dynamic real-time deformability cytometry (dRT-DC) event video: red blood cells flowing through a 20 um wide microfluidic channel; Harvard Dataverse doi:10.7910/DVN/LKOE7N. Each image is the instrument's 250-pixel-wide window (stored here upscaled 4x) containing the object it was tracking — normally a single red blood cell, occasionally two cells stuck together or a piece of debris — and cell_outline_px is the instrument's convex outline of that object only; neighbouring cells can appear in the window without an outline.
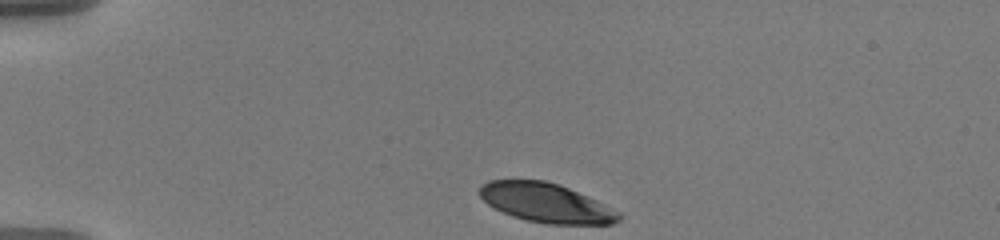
{"species": "human", "species_latin": "Homo sapiens", "temperature_condition": "warm", "stored_images_in_passage": 39, "camera_frame_rate_fps": 3000, "um_per_image_px": 0.085, "donor": {"sex": "male"}, "frame": {"image": 1, "passage_image": 1, "time_ms": 0.0, "image_size_px": [1000, 240], "cell_outline_px": [[624, 216], [620, 220], [612, 224], [548, 224], [524, 220], [512, 216], [488, 204], [480, 196], [480, 184], [488, 180], [544, 180], [560, 184], [588, 196], [620, 212]], "centroid_in_image_um": [46.44, 17.24], "position_along_channel_um": 38.6, "area_um2": 31.91}}
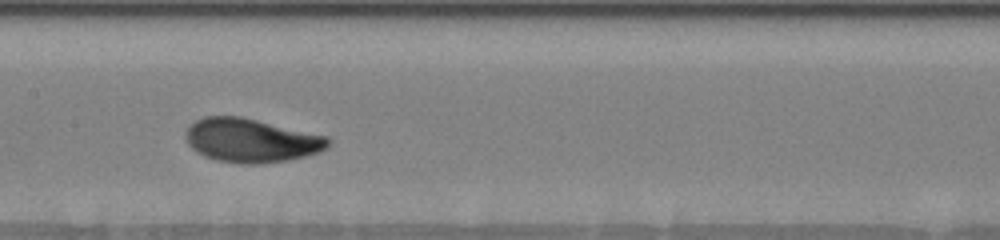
{"frame": {"image": 2, "passage_image": 18, "time_ms": 5.667, "image_size_px": [1000, 240], "cell_outline_px": [[332, 140], [320, 152], [288, 160], [264, 164], [236, 164], [216, 160], [204, 156], [196, 152], [188, 144], [184, 136], [184, 132], [196, 120], [204, 116], [240, 116], [328, 136]], "centroid_in_image_um": [21.32, 11.94], "position_along_channel_um": 186.1, "area_um2": 36.59}}
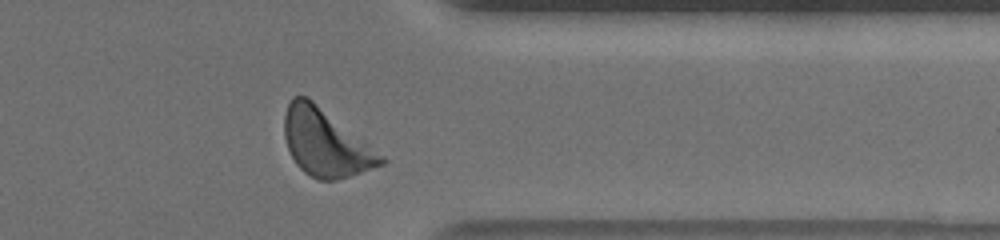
{"frame": {"image": 3, "passage_image": 35, "time_ms": 11.333, "image_size_px": [1000, 240], "cell_outline_px": [[388, 160], [384, 164], [336, 180], [320, 180], [304, 172], [296, 164], [288, 148], [284, 136], [284, 116], [288, 104], [292, 96], [308, 96], [364, 140], [384, 156]], "centroid_in_image_um": [27.66, 12.12], "position_along_channel_um": 383.7, "area_um2": 37.45}, "authors_computed_cell_mechanics": {"area_um2": 34.9112, "velocity_mm_per_s": 3.5483, "shape_relaxation_time_tau1_ms": 2.4766, "shape_relaxation_time_tau2_ms": null, "deformation_change_tau1": 0.1328, "deformation_change_tau2": null}}